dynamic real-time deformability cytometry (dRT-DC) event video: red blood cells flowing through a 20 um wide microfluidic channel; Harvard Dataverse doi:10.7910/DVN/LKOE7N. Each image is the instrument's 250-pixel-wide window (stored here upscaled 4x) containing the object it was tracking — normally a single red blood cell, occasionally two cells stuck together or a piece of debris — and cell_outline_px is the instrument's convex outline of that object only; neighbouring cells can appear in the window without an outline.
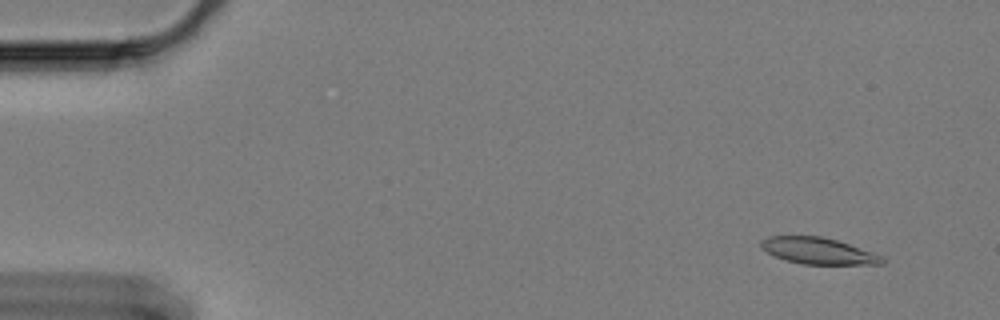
{"species": "Egyptian fruit bat (a non-hibernating species)", "species_latin": "Rousettus aegyptiacus", "temperature_condition": "cold", "stored_images_in_passage": 60, "camera_frame_rate_fps": 3000, "um_per_image_px": 0.085, "animal": {"sex": "female"}, "frame": {"image": 1, "passage_image": 5, "time_ms": 1.333, "image_size_px": [1000, 320], "cell_outline_px": [[884, 264], [804, 264], [784, 260], [760, 248], [760, 240], [768, 236], [820, 236], [836, 240], [848, 244], [880, 256], [884, 260]], "centroid_in_image_um": [69.46, 21.32], "position_along_channel_um": 15.5, "area_um2": 18.32}}
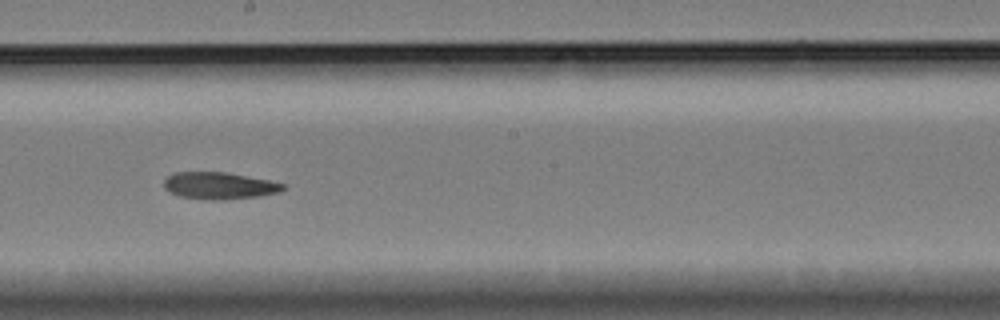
{"frame": {"image": 2, "passage_image": 34, "time_ms": 11.0, "image_size_px": [1000, 320], "cell_outline_px": [[284, 188], [280, 192], [256, 196], [224, 200], [204, 200], [180, 196], [164, 188], [164, 180], [168, 176], [176, 172], [224, 172], [268, 180], [284, 184]], "centroid_in_image_um": [18.61, 15.79], "position_along_channel_um": 229.6, "area_um2": 18.5}}
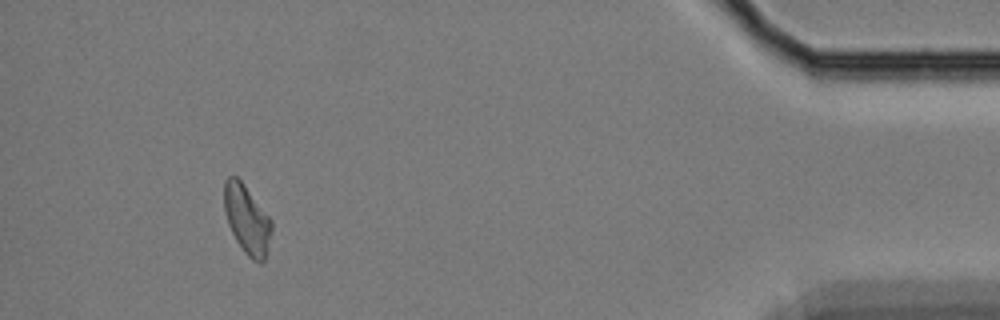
{"frame": {"image": 3, "passage_image": 56, "time_ms": 18.333, "image_size_px": [1000, 320], "cell_outline_px": [[272, 232], [268, 248], [264, 260], [260, 264], [252, 260], [244, 252], [236, 240], [228, 224], [224, 212], [224, 180], [228, 176], [236, 176], [244, 184], [272, 220]], "centroid_in_image_um": [20.99, 18.66], "position_along_channel_um": 414.2, "area_um2": 19.13}}